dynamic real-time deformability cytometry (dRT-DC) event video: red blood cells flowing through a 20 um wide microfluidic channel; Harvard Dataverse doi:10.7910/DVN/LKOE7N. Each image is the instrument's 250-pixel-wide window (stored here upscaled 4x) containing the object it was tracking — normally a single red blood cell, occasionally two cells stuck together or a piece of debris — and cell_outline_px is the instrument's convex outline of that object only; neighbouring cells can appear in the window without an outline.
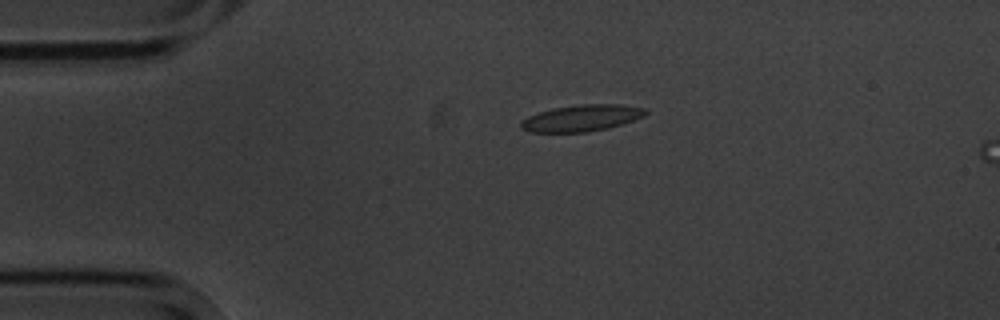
{"species": "common noctule bat (a hibernating species)", "species_latin": "Nyctalus noctula", "temperature_condition": "cold", "stored_images_in_passage": 2, "camera_frame_rate_fps": 3000, "um_per_image_px": 0.085, "animal": {"sex": "male", "body_mass_g": 20.1, "forearm_length_mm": 53.5}, "frame": {"image": 1, "passage_image": 1, "time_ms": 0.0, "image_size_px": [1000, 320], "cell_outline_px": [[648, 112], [644, 116], [608, 128], [588, 132], [528, 132], [520, 128], [520, 120], [528, 116], [552, 108], [580, 104], [620, 104], [644, 108]], "centroid_in_image_um": [49.39, 10.03], "position_along_channel_um": 35.6, "area_um2": 19.25}}